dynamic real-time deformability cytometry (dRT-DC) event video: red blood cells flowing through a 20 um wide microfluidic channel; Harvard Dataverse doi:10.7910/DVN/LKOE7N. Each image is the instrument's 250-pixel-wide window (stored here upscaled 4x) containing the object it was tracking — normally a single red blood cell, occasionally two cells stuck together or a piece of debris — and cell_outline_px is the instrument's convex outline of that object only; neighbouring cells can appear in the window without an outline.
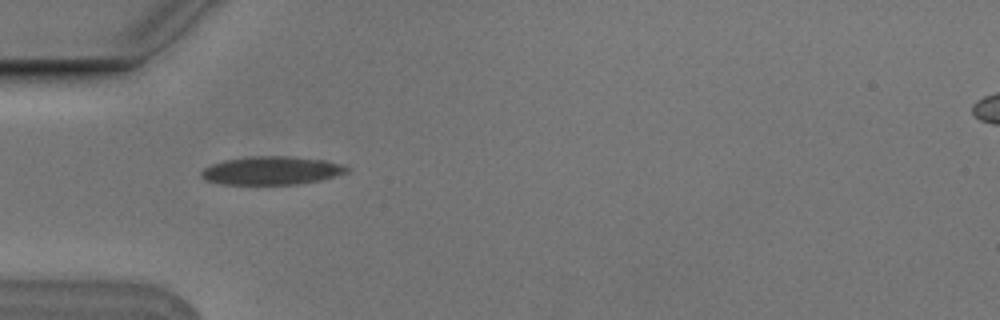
{"species": "Egyptian fruit bat (a non-hibernating species)", "species_latin": "Rousettus aegyptiacus", "temperature_condition": "cold", "stored_images_in_passage": 3, "camera_frame_rate_fps": 3000, "um_per_image_px": 0.085, "animal": {"sex": "male"}, "frame": {"image": 1, "passage_image": 1, "time_ms": 0.0, "image_size_px": [1000, 320], "cell_outline_px": [[348, 172], [320, 180], [300, 184], [220, 184], [204, 180], [200, 176], [200, 172], [204, 168], [212, 164], [224, 160], [252, 156], [288, 156], [324, 160], [344, 164], [348, 168]], "centroid_in_image_um": [23.06, 14.5], "position_along_channel_um": 61.9, "area_um2": 24.04}}